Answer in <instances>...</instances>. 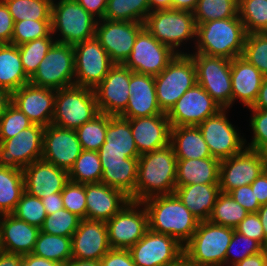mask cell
Segmentation results:
<instances>
[{"instance_id":"4316f807","label":"cell","mask_w":267,"mask_h":266,"mask_svg":"<svg viewBox=\"0 0 267 266\" xmlns=\"http://www.w3.org/2000/svg\"><path fill=\"white\" fill-rule=\"evenodd\" d=\"M138 153L152 152L170 144L171 125L167 114L127 119Z\"/></svg>"},{"instance_id":"1f68e13d","label":"cell","mask_w":267,"mask_h":266,"mask_svg":"<svg viewBox=\"0 0 267 266\" xmlns=\"http://www.w3.org/2000/svg\"><path fill=\"white\" fill-rule=\"evenodd\" d=\"M170 144L177 159L212 157L198 126L171 127Z\"/></svg>"},{"instance_id":"7402d4cb","label":"cell","mask_w":267,"mask_h":266,"mask_svg":"<svg viewBox=\"0 0 267 266\" xmlns=\"http://www.w3.org/2000/svg\"><path fill=\"white\" fill-rule=\"evenodd\" d=\"M56 90L26 84L11 93V103L33 124L47 127L52 123Z\"/></svg>"},{"instance_id":"bcb514c9","label":"cell","mask_w":267,"mask_h":266,"mask_svg":"<svg viewBox=\"0 0 267 266\" xmlns=\"http://www.w3.org/2000/svg\"><path fill=\"white\" fill-rule=\"evenodd\" d=\"M52 36L51 20H22L14 22L11 44L19 46L35 39Z\"/></svg>"},{"instance_id":"ab89813d","label":"cell","mask_w":267,"mask_h":266,"mask_svg":"<svg viewBox=\"0 0 267 266\" xmlns=\"http://www.w3.org/2000/svg\"><path fill=\"white\" fill-rule=\"evenodd\" d=\"M248 213L229 193L221 192L215 202L209 221L235 229Z\"/></svg>"},{"instance_id":"680465c9","label":"cell","mask_w":267,"mask_h":266,"mask_svg":"<svg viewBox=\"0 0 267 266\" xmlns=\"http://www.w3.org/2000/svg\"><path fill=\"white\" fill-rule=\"evenodd\" d=\"M14 21L8 7L0 0V44H11Z\"/></svg>"},{"instance_id":"4dcf8cb0","label":"cell","mask_w":267,"mask_h":266,"mask_svg":"<svg viewBox=\"0 0 267 266\" xmlns=\"http://www.w3.org/2000/svg\"><path fill=\"white\" fill-rule=\"evenodd\" d=\"M220 162L214 157L177 159L176 186L219 184Z\"/></svg>"},{"instance_id":"f5cc1de1","label":"cell","mask_w":267,"mask_h":266,"mask_svg":"<svg viewBox=\"0 0 267 266\" xmlns=\"http://www.w3.org/2000/svg\"><path fill=\"white\" fill-rule=\"evenodd\" d=\"M64 208L86 219L85 184L68 181L61 192Z\"/></svg>"},{"instance_id":"2a66077c","label":"cell","mask_w":267,"mask_h":266,"mask_svg":"<svg viewBox=\"0 0 267 266\" xmlns=\"http://www.w3.org/2000/svg\"><path fill=\"white\" fill-rule=\"evenodd\" d=\"M183 266H190V265L183 259Z\"/></svg>"},{"instance_id":"f1b7e54d","label":"cell","mask_w":267,"mask_h":266,"mask_svg":"<svg viewBox=\"0 0 267 266\" xmlns=\"http://www.w3.org/2000/svg\"><path fill=\"white\" fill-rule=\"evenodd\" d=\"M264 75L242 56L231 60L232 103L236 99L252 107L257 99Z\"/></svg>"},{"instance_id":"83f0119b","label":"cell","mask_w":267,"mask_h":266,"mask_svg":"<svg viewBox=\"0 0 267 266\" xmlns=\"http://www.w3.org/2000/svg\"><path fill=\"white\" fill-rule=\"evenodd\" d=\"M40 228L18 219L13 214L0 215V249L10 254H30Z\"/></svg>"},{"instance_id":"6da1fadb","label":"cell","mask_w":267,"mask_h":266,"mask_svg":"<svg viewBox=\"0 0 267 266\" xmlns=\"http://www.w3.org/2000/svg\"><path fill=\"white\" fill-rule=\"evenodd\" d=\"M177 158L171 144L138 158L135 202L175 192Z\"/></svg>"},{"instance_id":"be15d7a7","label":"cell","mask_w":267,"mask_h":266,"mask_svg":"<svg viewBox=\"0 0 267 266\" xmlns=\"http://www.w3.org/2000/svg\"><path fill=\"white\" fill-rule=\"evenodd\" d=\"M41 201L44 205L47 216L64 208L61 193L47 195L45 198H42Z\"/></svg>"},{"instance_id":"91938a15","label":"cell","mask_w":267,"mask_h":266,"mask_svg":"<svg viewBox=\"0 0 267 266\" xmlns=\"http://www.w3.org/2000/svg\"><path fill=\"white\" fill-rule=\"evenodd\" d=\"M101 165L126 164L127 158L139 157L138 152L98 151Z\"/></svg>"},{"instance_id":"cb8c5ba5","label":"cell","mask_w":267,"mask_h":266,"mask_svg":"<svg viewBox=\"0 0 267 266\" xmlns=\"http://www.w3.org/2000/svg\"><path fill=\"white\" fill-rule=\"evenodd\" d=\"M22 171L25 191L40 199L61 193L69 181L68 171L42 159L34 161Z\"/></svg>"},{"instance_id":"52a82bcc","label":"cell","mask_w":267,"mask_h":266,"mask_svg":"<svg viewBox=\"0 0 267 266\" xmlns=\"http://www.w3.org/2000/svg\"><path fill=\"white\" fill-rule=\"evenodd\" d=\"M52 2L51 26L52 34L60 32L59 43L75 45L95 37V19L76 0H59Z\"/></svg>"},{"instance_id":"ba28073f","label":"cell","mask_w":267,"mask_h":266,"mask_svg":"<svg viewBox=\"0 0 267 266\" xmlns=\"http://www.w3.org/2000/svg\"><path fill=\"white\" fill-rule=\"evenodd\" d=\"M144 27L176 54H185L176 51V48L183 41L196 37L197 31L193 12L174 9L150 12L144 21Z\"/></svg>"},{"instance_id":"8c879c8a","label":"cell","mask_w":267,"mask_h":266,"mask_svg":"<svg viewBox=\"0 0 267 266\" xmlns=\"http://www.w3.org/2000/svg\"><path fill=\"white\" fill-rule=\"evenodd\" d=\"M63 266H101L99 260H80L77 258H71Z\"/></svg>"},{"instance_id":"f907efd6","label":"cell","mask_w":267,"mask_h":266,"mask_svg":"<svg viewBox=\"0 0 267 266\" xmlns=\"http://www.w3.org/2000/svg\"><path fill=\"white\" fill-rule=\"evenodd\" d=\"M33 123L15 105L10 103L0 116V143L13 138Z\"/></svg>"},{"instance_id":"03108f58","label":"cell","mask_w":267,"mask_h":266,"mask_svg":"<svg viewBox=\"0 0 267 266\" xmlns=\"http://www.w3.org/2000/svg\"><path fill=\"white\" fill-rule=\"evenodd\" d=\"M233 266H267V251L264 249L262 252L246 257Z\"/></svg>"},{"instance_id":"30bf717a","label":"cell","mask_w":267,"mask_h":266,"mask_svg":"<svg viewBox=\"0 0 267 266\" xmlns=\"http://www.w3.org/2000/svg\"><path fill=\"white\" fill-rule=\"evenodd\" d=\"M74 78L73 45L55 42L40 62L29 83L36 87L59 90L73 86Z\"/></svg>"},{"instance_id":"4fadbf2b","label":"cell","mask_w":267,"mask_h":266,"mask_svg":"<svg viewBox=\"0 0 267 266\" xmlns=\"http://www.w3.org/2000/svg\"><path fill=\"white\" fill-rule=\"evenodd\" d=\"M44 126L32 124L16 136L0 143V167L23 170L43 153Z\"/></svg>"},{"instance_id":"e7e4bbea","label":"cell","mask_w":267,"mask_h":266,"mask_svg":"<svg viewBox=\"0 0 267 266\" xmlns=\"http://www.w3.org/2000/svg\"><path fill=\"white\" fill-rule=\"evenodd\" d=\"M22 266H63L62 264L50 261L45 258L30 254L23 255Z\"/></svg>"},{"instance_id":"f6af8a7d","label":"cell","mask_w":267,"mask_h":266,"mask_svg":"<svg viewBox=\"0 0 267 266\" xmlns=\"http://www.w3.org/2000/svg\"><path fill=\"white\" fill-rule=\"evenodd\" d=\"M75 131L82 150L98 151L106 139L107 114L100 112Z\"/></svg>"},{"instance_id":"2644e50d","label":"cell","mask_w":267,"mask_h":266,"mask_svg":"<svg viewBox=\"0 0 267 266\" xmlns=\"http://www.w3.org/2000/svg\"><path fill=\"white\" fill-rule=\"evenodd\" d=\"M150 12L172 9V0H149Z\"/></svg>"},{"instance_id":"d590c367","label":"cell","mask_w":267,"mask_h":266,"mask_svg":"<svg viewBox=\"0 0 267 266\" xmlns=\"http://www.w3.org/2000/svg\"><path fill=\"white\" fill-rule=\"evenodd\" d=\"M24 191L23 171L0 167V215L12 214Z\"/></svg>"},{"instance_id":"60d3db41","label":"cell","mask_w":267,"mask_h":266,"mask_svg":"<svg viewBox=\"0 0 267 266\" xmlns=\"http://www.w3.org/2000/svg\"><path fill=\"white\" fill-rule=\"evenodd\" d=\"M14 22L51 20L53 0H3Z\"/></svg>"},{"instance_id":"94428289","label":"cell","mask_w":267,"mask_h":266,"mask_svg":"<svg viewBox=\"0 0 267 266\" xmlns=\"http://www.w3.org/2000/svg\"><path fill=\"white\" fill-rule=\"evenodd\" d=\"M260 205L267 204V168L251 184Z\"/></svg>"},{"instance_id":"74e56055","label":"cell","mask_w":267,"mask_h":266,"mask_svg":"<svg viewBox=\"0 0 267 266\" xmlns=\"http://www.w3.org/2000/svg\"><path fill=\"white\" fill-rule=\"evenodd\" d=\"M149 13V0H107L104 19L144 23Z\"/></svg>"},{"instance_id":"5bb4252c","label":"cell","mask_w":267,"mask_h":266,"mask_svg":"<svg viewBox=\"0 0 267 266\" xmlns=\"http://www.w3.org/2000/svg\"><path fill=\"white\" fill-rule=\"evenodd\" d=\"M142 203L129 201L106 222L109 244L112 249H130L148 231V214ZM139 209V210H138Z\"/></svg>"},{"instance_id":"3957f363","label":"cell","mask_w":267,"mask_h":266,"mask_svg":"<svg viewBox=\"0 0 267 266\" xmlns=\"http://www.w3.org/2000/svg\"><path fill=\"white\" fill-rule=\"evenodd\" d=\"M244 24L239 17L212 20L197 25V52L230 60L242 56L246 39Z\"/></svg>"},{"instance_id":"d4e9b609","label":"cell","mask_w":267,"mask_h":266,"mask_svg":"<svg viewBox=\"0 0 267 266\" xmlns=\"http://www.w3.org/2000/svg\"><path fill=\"white\" fill-rule=\"evenodd\" d=\"M129 101L120 115L124 119L166 114L159 108L154 76L130 70Z\"/></svg>"},{"instance_id":"753ad0ef","label":"cell","mask_w":267,"mask_h":266,"mask_svg":"<svg viewBox=\"0 0 267 266\" xmlns=\"http://www.w3.org/2000/svg\"><path fill=\"white\" fill-rule=\"evenodd\" d=\"M10 103H11V93L6 89L0 88V116Z\"/></svg>"},{"instance_id":"681fc988","label":"cell","mask_w":267,"mask_h":266,"mask_svg":"<svg viewBox=\"0 0 267 266\" xmlns=\"http://www.w3.org/2000/svg\"><path fill=\"white\" fill-rule=\"evenodd\" d=\"M18 219L27 222L30 225L41 228L45 218L46 210L40 198L23 192L15 211L12 213Z\"/></svg>"},{"instance_id":"11e5206c","label":"cell","mask_w":267,"mask_h":266,"mask_svg":"<svg viewBox=\"0 0 267 266\" xmlns=\"http://www.w3.org/2000/svg\"><path fill=\"white\" fill-rule=\"evenodd\" d=\"M173 266H183V260H181L179 263H177L176 265Z\"/></svg>"},{"instance_id":"11a10c76","label":"cell","mask_w":267,"mask_h":266,"mask_svg":"<svg viewBox=\"0 0 267 266\" xmlns=\"http://www.w3.org/2000/svg\"><path fill=\"white\" fill-rule=\"evenodd\" d=\"M235 230L246 237L255 239L264 248L267 247V239L265 238L263 226L257 213H248Z\"/></svg>"},{"instance_id":"277c9868","label":"cell","mask_w":267,"mask_h":266,"mask_svg":"<svg viewBox=\"0 0 267 266\" xmlns=\"http://www.w3.org/2000/svg\"><path fill=\"white\" fill-rule=\"evenodd\" d=\"M233 232V228L209 220L200 221L190 240L183 246L184 260L190 266H224Z\"/></svg>"},{"instance_id":"9a60e30c","label":"cell","mask_w":267,"mask_h":266,"mask_svg":"<svg viewBox=\"0 0 267 266\" xmlns=\"http://www.w3.org/2000/svg\"><path fill=\"white\" fill-rule=\"evenodd\" d=\"M265 169V154L245 147L240 153L221 160L220 190L223 193H229L235 188L250 185Z\"/></svg>"},{"instance_id":"603a6c76","label":"cell","mask_w":267,"mask_h":266,"mask_svg":"<svg viewBox=\"0 0 267 266\" xmlns=\"http://www.w3.org/2000/svg\"><path fill=\"white\" fill-rule=\"evenodd\" d=\"M72 258L101 260L111 249L106 222L81 219L71 237Z\"/></svg>"},{"instance_id":"816d5d0a","label":"cell","mask_w":267,"mask_h":266,"mask_svg":"<svg viewBox=\"0 0 267 266\" xmlns=\"http://www.w3.org/2000/svg\"><path fill=\"white\" fill-rule=\"evenodd\" d=\"M239 243H242V245L244 246L240 248L239 251H237L236 249H234V247ZM264 249L265 248L258 241H256L255 239L246 237L245 235L240 234L234 229L233 236L231 238L230 244L227 248L226 255H225V266L227 264H228L227 266H233L234 264L244 260L246 257L262 252Z\"/></svg>"},{"instance_id":"e575fe53","label":"cell","mask_w":267,"mask_h":266,"mask_svg":"<svg viewBox=\"0 0 267 266\" xmlns=\"http://www.w3.org/2000/svg\"><path fill=\"white\" fill-rule=\"evenodd\" d=\"M98 151L138 152L130 122L120 116L107 115L106 139Z\"/></svg>"},{"instance_id":"ac0fdd59","label":"cell","mask_w":267,"mask_h":266,"mask_svg":"<svg viewBox=\"0 0 267 266\" xmlns=\"http://www.w3.org/2000/svg\"><path fill=\"white\" fill-rule=\"evenodd\" d=\"M222 108L199 84L188 89L167 113L171 127L198 126Z\"/></svg>"},{"instance_id":"b9f144b4","label":"cell","mask_w":267,"mask_h":266,"mask_svg":"<svg viewBox=\"0 0 267 266\" xmlns=\"http://www.w3.org/2000/svg\"><path fill=\"white\" fill-rule=\"evenodd\" d=\"M238 16L247 34L267 31V0H238Z\"/></svg>"},{"instance_id":"d6986e66","label":"cell","mask_w":267,"mask_h":266,"mask_svg":"<svg viewBox=\"0 0 267 266\" xmlns=\"http://www.w3.org/2000/svg\"><path fill=\"white\" fill-rule=\"evenodd\" d=\"M225 110H220L198 125L211 156L220 161L240 153L246 144V140L240 137L229 122Z\"/></svg>"},{"instance_id":"ee69618b","label":"cell","mask_w":267,"mask_h":266,"mask_svg":"<svg viewBox=\"0 0 267 266\" xmlns=\"http://www.w3.org/2000/svg\"><path fill=\"white\" fill-rule=\"evenodd\" d=\"M52 39L43 37L18 46L22 67L29 78L38 70L40 62L56 42Z\"/></svg>"},{"instance_id":"a7ac6f4b","label":"cell","mask_w":267,"mask_h":266,"mask_svg":"<svg viewBox=\"0 0 267 266\" xmlns=\"http://www.w3.org/2000/svg\"><path fill=\"white\" fill-rule=\"evenodd\" d=\"M23 255L0 251V266H22Z\"/></svg>"},{"instance_id":"8fae6325","label":"cell","mask_w":267,"mask_h":266,"mask_svg":"<svg viewBox=\"0 0 267 266\" xmlns=\"http://www.w3.org/2000/svg\"><path fill=\"white\" fill-rule=\"evenodd\" d=\"M74 47V85L95 89L115 65L108 53L94 37Z\"/></svg>"},{"instance_id":"d6a6232c","label":"cell","mask_w":267,"mask_h":266,"mask_svg":"<svg viewBox=\"0 0 267 266\" xmlns=\"http://www.w3.org/2000/svg\"><path fill=\"white\" fill-rule=\"evenodd\" d=\"M29 82L30 78L22 67L18 46L0 44V88L12 93Z\"/></svg>"},{"instance_id":"7dc6e473","label":"cell","mask_w":267,"mask_h":266,"mask_svg":"<svg viewBox=\"0 0 267 266\" xmlns=\"http://www.w3.org/2000/svg\"><path fill=\"white\" fill-rule=\"evenodd\" d=\"M81 218L63 208L47 216L40 231L59 236L72 237Z\"/></svg>"},{"instance_id":"836d02e7","label":"cell","mask_w":267,"mask_h":266,"mask_svg":"<svg viewBox=\"0 0 267 266\" xmlns=\"http://www.w3.org/2000/svg\"><path fill=\"white\" fill-rule=\"evenodd\" d=\"M138 158H127L126 164L102 165L100 182L122 191L130 201L135 202Z\"/></svg>"},{"instance_id":"8d00e7d4","label":"cell","mask_w":267,"mask_h":266,"mask_svg":"<svg viewBox=\"0 0 267 266\" xmlns=\"http://www.w3.org/2000/svg\"><path fill=\"white\" fill-rule=\"evenodd\" d=\"M32 254L64 265L72 258L71 237L40 231Z\"/></svg>"},{"instance_id":"db71d44e","label":"cell","mask_w":267,"mask_h":266,"mask_svg":"<svg viewBox=\"0 0 267 266\" xmlns=\"http://www.w3.org/2000/svg\"><path fill=\"white\" fill-rule=\"evenodd\" d=\"M251 110L253 116L250 127H252L253 138L246 147L264 153L267 150V110Z\"/></svg>"},{"instance_id":"9c48e42d","label":"cell","mask_w":267,"mask_h":266,"mask_svg":"<svg viewBox=\"0 0 267 266\" xmlns=\"http://www.w3.org/2000/svg\"><path fill=\"white\" fill-rule=\"evenodd\" d=\"M196 66L197 84L220 105H232L231 60L225 57L189 54Z\"/></svg>"},{"instance_id":"9f6ffc18","label":"cell","mask_w":267,"mask_h":266,"mask_svg":"<svg viewBox=\"0 0 267 266\" xmlns=\"http://www.w3.org/2000/svg\"><path fill=\"white\" fill-rule=\"evenodd\" d=\"M232 198L244 207L249 213H257L261 205L255 197L254 191L250 185H243L229 192Z\"/></svg>"},{"instance_id":"7a4b0ae2","label":"cell","mask_w":267,"mask_h":266,"mask_svg":"<svg viewBox=\"0 0 267 266\" xmlns=\"http://www.w3.org/2000/svg\"><path fill=\"white\" fill-rule=\"evenodd\" d=\"M141 203L147 210L149 229L167 234L183 246L200 223L175 193L151 197Z\"/></svg>"},{"instance_id":"44dd1931","label":"cell","mask_w":267,"mask_h":266,"mask_svg":"<svg viewBox=\"0 0 267 266\" xmlns=\"http://www.w3.org/2000/svg\"><path fill=\"white\" fill-rule=\"evenodd\" d=\"M81 152L75 130L52 124L44 128L42 160L69 171Z\"/></svg>"},{"instance_id":"f546056e","label":"cell","mask_w":267,"mask_h":266,"mask_svg":"<svg viewBox=\"0 0 267 266\" xmlns=\"http://www.w3.org/2000/svg\"><path fill=\"white\" fill-rule=\"evenodd\" d=\"M174 193L199 221H206L221 190L219 184H190L176 186Z\"/></svg>"},{"instance_id":"c3c4849f","label":"cell","mask_w":267,"mask_h":266,"mask_svg":"<svg viewBox=\"0 0 267 266\" xmlns=\"http://www.w3.org/2000/svg\"><path fill=\"white\" fill-rule=\"evenodd\" d=\"M242 57L267 76V34H247Z\"/></svg>"},{"instance_id":"7c38bea8","label":"cell","mask_w":267,"mask_h":266,"mask_svg":"<svg viewBox=\"0 0 267 266\" xmlns=\"http://www.w3.org/2000/svg\"><path fill=\"white\" fill-rule=\"evenodd\" d=\"M129 251L136 266H173L184 259L183 245L150 229Z\"/></svg>"},{"instance_id":"8992f818","label":"cell","mask_w":267,"mask_h":266,"mask_svg":"<svg viewBox=\"0 0 267 266\" xmlns=\"http://www.w3.org/2000/svg\"><path fill=\"white\" fill-rule=\"evenodd\" d=\"M159 108L168 113L178 99L197 83L196 66L189 54H176L167 67L154 76Z\"/></svg>"},{"instance_id":"6125c7cd","label":"cell","mask_w":267,"mask_h":266,"mask_svg":"<svg viewBox=\"0 0 267 266\" xmlns=\"http://www.w3.org/2000/svg\"><path fill=\"white\" fill-rule=\"evenodd\" d=\"M88 13L99 20L104 19L107 0H76Z\"/></svg>"},{"instance_id":"89a4df30","label":"cell","mask_w":267,"mask_h":266,"mask_svg":"<svg viewBox=\"0 0 267 266\" xmlns=\"http://www.w3.org/2000/svg\"><path fill=\"white\" fill-rule=\"evenodd\" d=\"M198 0H172V9L193 12Z\"/></svg>"},{"instance_id":"003e7915","label":"cell","mask_w":267,"mask_h":266,"mask_svg":"<svg viewBox=\"0 0 267 266\" xmlns=\"http://www.w3.org/2000/svg\"><path fill=\"white\" fill-rule=\"evenodd\" d=\"M249 109L267 110V76L263 79L256 101Z\"/></svg>"},{"instance_id":"6f0895ef","label":"cell","mask_w":267,"mask_h":266,"mask_svg":"<svg viewBox=\"0 0 267 266\" xmlns=\"http://www.w3.org/2000/svg\"><path fill=\"white\" fill-rule=\"evenodd\" d=\"M101 266H136L129 249H110L100 260Z\"/></svg>"},{"instance_id":"34e18365","label":"cell","mask_w":267,"mask_h":266,"mask_svg":"<svg viewBox=\"0 0 267 266\" xmlns=\"http://www.w3.org/2000/svg\"><path fill=\"white\" fill-rule=\"evenodd\" d=\"M257 214L260 217L261 224L263 226L264 235H265V238L267 239V204L261 205V207L257 211Z\"/></svg>"},{"instance_id":"e0dca14e","label":"cell","mask_w":267,"mask_h":266,"mask_svg":"<svg viewBox=\"0 0 267 266\" xmlns=\"http://www.w3.org/2000/svg\"><path fill=\"white\" fill-rule=\"evenodd\" d=\"M98 21L95 38L114 64H124L130 56L138 33L144 28V23L107 19ZM100 21L103 22L100 23Z\"/></svg>"},{"instance_id":"f35d334b","label":"cell","mask_w":267,"mask_h":266,"mask_svg":"<svg viewBox=\"0 0 267 266\" xmlns=\"http://www.w3.org/2000/svg\"><path fill=\"white\" fill-rule=\"evenodd\" d=\"M102 165L98 151L82 150L68 171L69 181L81 184L101 181Z\"/></svg>"},{"instance_id":"7bdbcfd3","label":"cell","mask_w":267,"mask_h":266,"mask_svg":"<svg viewBox=\"0 0 267 266\" xmlns=\"http://www.w3.org/2000/svg\"><path fill=\"white\" fill-rule=\"evenodd\" d=\"M196 25L238 16V0H198L193 11Z\"/></svg>"},{"instance_id":"5b68a950","label":"cell","mask_w":267,"mask_h":266,"mask_svg":"<svg viewBox=\"0 0 267 266\" xmlns=\"http://www.w3.org/2000/svg\"><path fill=\"white\" fill-rule=\"evenodd\" d=\"M99 113L94 89L73 85L56 90L51 124L76 130Z\"/></svg>"},{"instance_id":"b9fcfbb0","label":"cell","mask_w":267,"mask_h":266,"mask_svg":"<svg viewBox=\"0 0 267 266\" xmlns=\"http://www.w3.org/2000/svg\"><path fill=\"white\" fill-rule=\"evenodd\" d=\"M265 156H266V168H267V150L264 152Z\"/></svg>"},{"instance_id":"ffe728a7","label":"cell","mask_w":267,"mask_h":266,"mask_svg":"<svg viewBox=\"0 0 267 266\" xmlns=\"http://www.w3.org/2000/svg\"><path fill=\"white\" fill-rule=\"evenodd\" d=\"M129 84L130 69L123 64H115L94 89L99 111L110 116H120L128 105Z\"/></svg>"},{"instance_id":"484cf974","label":"cell","mask_w":267,"mask_h":266,"mask_svg":"<svg viewBox=\"0 0 267 266\" xmlns=\"http://www.w3.org/2000/svg\"><path fill=\"white\" fill-rule=\"evenodd\" d=\"M85 195L88 220L107 222L130 201L122 191L102 182L85 184Z\"/></svg>"},{"instance_id":"2e32d148","label":"cell","mask_w":267,"mask_h":266,"mask_svg":"<svg viewBox=\"0 0 267 266\" xmlns=\"http://www.w3.org/2000/svg\"><path fill=\"white\" fill-rule=\"evenodd\" d=\"M168 46L159 42L144 27L137 35L130 56L123 64L131 71L156 76L175 57Z\"/></svg>"}]
</instances>
